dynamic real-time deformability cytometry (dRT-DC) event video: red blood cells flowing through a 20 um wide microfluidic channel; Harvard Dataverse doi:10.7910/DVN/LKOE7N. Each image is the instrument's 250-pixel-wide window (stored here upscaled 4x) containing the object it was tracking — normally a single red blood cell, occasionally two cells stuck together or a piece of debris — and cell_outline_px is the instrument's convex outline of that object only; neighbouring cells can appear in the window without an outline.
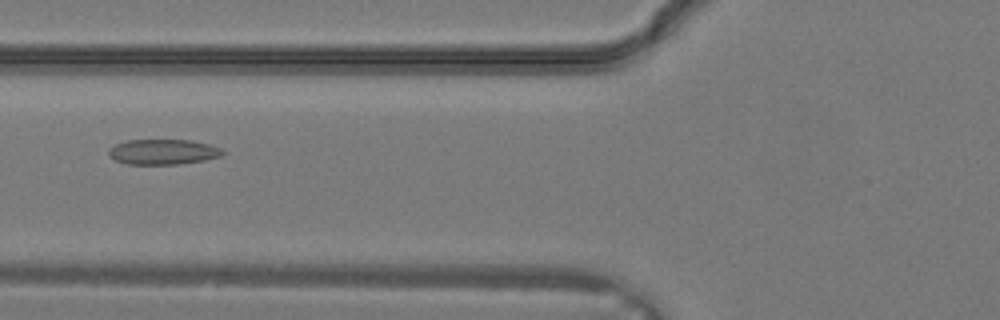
{"species": "common noctule bat (a hibernating species)", "species_latin": "Nyctalus noctula", "temperature_condition": "warm", "stored_images_in_passage": 23, "camera_frame_rate_fps": 3000, "um_per_image_px": 0.085, "animal": {"sex": "male", "body_mass_g": 19.2, "forearm_length_mm": 51.8}, "frame": {"image": 1, "passage_image": 3, "time_ms": 0.667, "image_size_px": [1000, 320], "cell_outline_px": [[224, 152], [220, 156], [204, 160], [176, 164], [128, 164], [116, 160], [108, 152], [108, 148], [116, 144], [128, 140], [192, 140], [208, 144], [220, 148]], "centroid_in_image_um": [13.85, 12.9], "position_along_channel_um": 111.9, "area_um2": 16.53}}
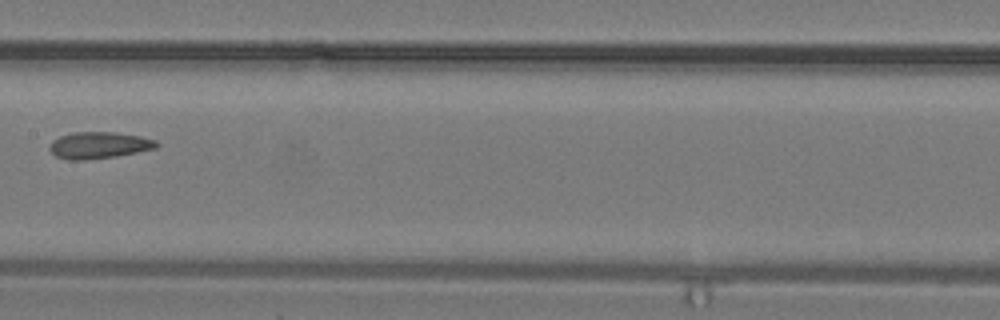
{"frame": {"image": 2, "passage_image": 7, "time_ms": 2.0, "image_size_px": [1000, 320], "cell_outline_px": [[160, 144], [156, 148], [116, 156], [84, 160], [68, 160], [56, 156], [48, 148], [52, 140], [60, 136], [72, 132], [116, 132], [140, 136], [156, 140]], "centroid_in_image_um": [8.4, 12.34], "position_along_channel_um": 199.0, "area_um2": 16.65}}
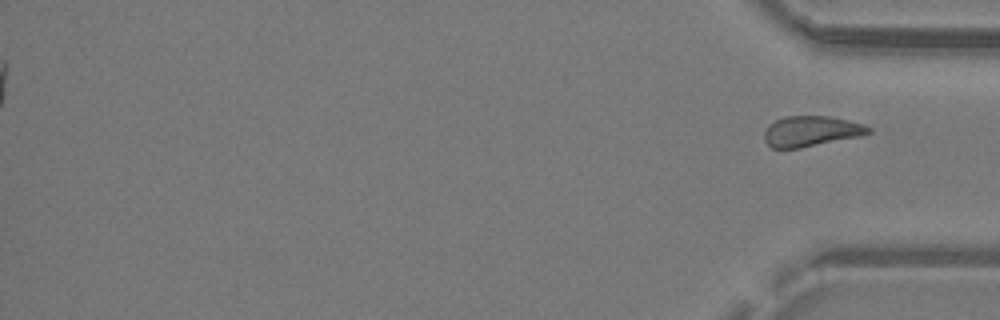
{"frame": {"image": 3, "passage_image": 23, "time_ms": 7.333, "image_size_px": [1000, 320], "cell_outline_px": [[872, 132], [860, 136], [800, 148], [772, 148], [764, 140], [764, 132], [768, 124], [784, 116], [828, 116], [864, 124], [872, 128]], "centroid_in_image_um": [68.93, 11.15], "position_along_channel_um": 366.3, "area_um2": 18.5}}